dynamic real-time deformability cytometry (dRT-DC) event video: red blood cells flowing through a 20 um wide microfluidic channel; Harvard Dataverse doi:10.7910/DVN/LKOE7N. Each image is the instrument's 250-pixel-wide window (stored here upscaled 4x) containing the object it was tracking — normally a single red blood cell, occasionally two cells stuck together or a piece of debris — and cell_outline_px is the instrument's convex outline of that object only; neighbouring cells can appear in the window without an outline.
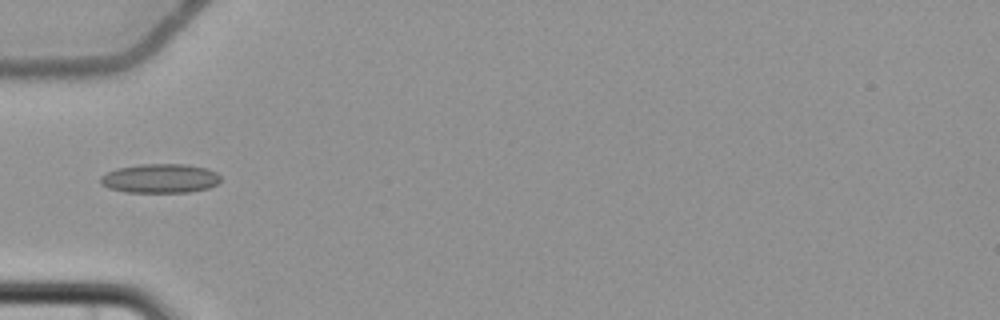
{"species": "common noctule bat (a hibernating species)", "species_latin": "Nyctalus noctula", "temperature_condition": "cold", "stored_images_in_passage": 7, "camera_frame_rate_fps": 3000, "um_per_image_px": 0.085, "animal": {"sex": "female", "body_mass_g": 22.7, "forearm_length_mm": 54.2}, "frame": {"image": 1, "passage_image": 6, "time_ms": 6.0, "image_size_px": [1000, 320], "cell_outline_px": [[220, 180], [216, 184], [208, 188], [188, 192], [124, 192], [108, 188], [100, 184], [100, 176], [116, 168], [140, 164], [184, 164], [208, 168], [216, 172], [220, 176]], "centroid_in_image_um": [13.58, 15.16], "position_along_channel_um": 71.4, "area_um2": 20.52}}
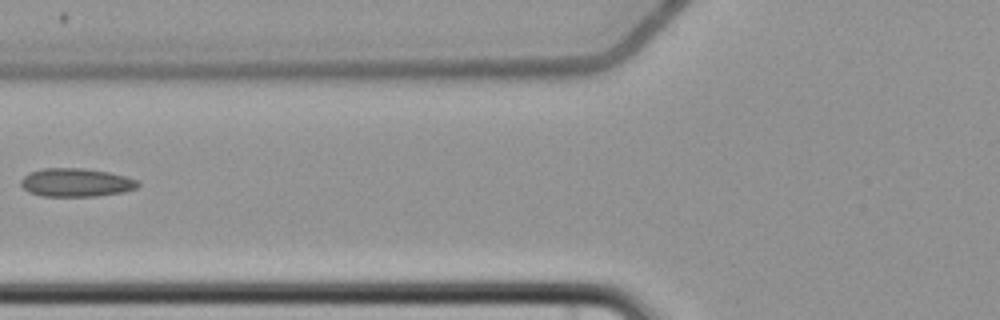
{"frame": {"image": 2, "passage_image": 7, "time_ms": 7.333, "image_size_px": [1000, 320], "cell_outline_px": [[140, 184], [136, 188], [124, 192], [96, 196], [40, 196], [28, 192], [20, 184], [20, 180], [28, 172], [44, 168], [84, 168], [108, 172], [140, 180]], "centroid_in_image_um": [6.46, 15.51], "position_along_channel_um": 119.3, "area_um2": 19.54}}